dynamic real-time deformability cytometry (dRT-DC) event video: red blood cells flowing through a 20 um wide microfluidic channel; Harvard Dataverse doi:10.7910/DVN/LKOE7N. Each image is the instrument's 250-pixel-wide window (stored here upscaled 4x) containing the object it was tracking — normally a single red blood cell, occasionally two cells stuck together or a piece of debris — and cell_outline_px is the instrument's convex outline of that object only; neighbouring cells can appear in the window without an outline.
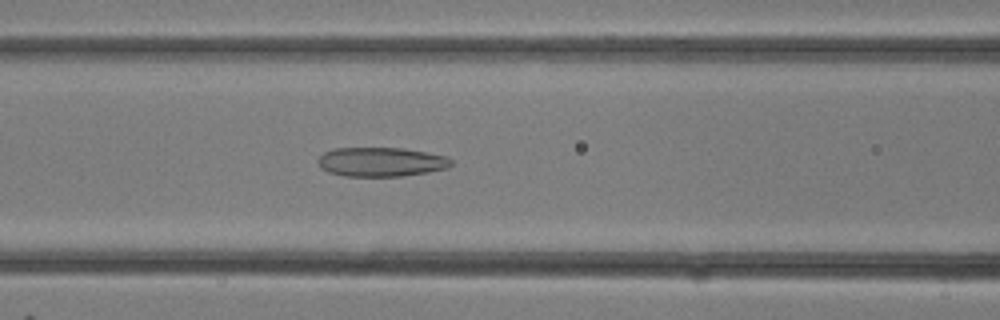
{"species": "common noctule bat (a hibernating species)", "species_latin": "Nyctalus noctula", "temperature_condition": "room temperature", "stored_images_in_passage": 31, "camera_frame_rate_fps": 3000, "um_per_image_px": 0.085, "animal": {"sex": "female"}, "frame": {"image": 1, "passage_image": 13, "time_ms": 4.0, "image_size_px": [1000, 320], "cell_outline_px": [[452, 164], [448, 168], [428, 172], [404, 176], [344, 176], [328, 172], [320, 168], [316, 160], [324, 152], [332, 148], [404, 148], [448, 156], [452, 160]], "centroid_in_image_um": [32.38, 13.76], "position_along_channel_um": 134.2, "area_um2": 22.95}}
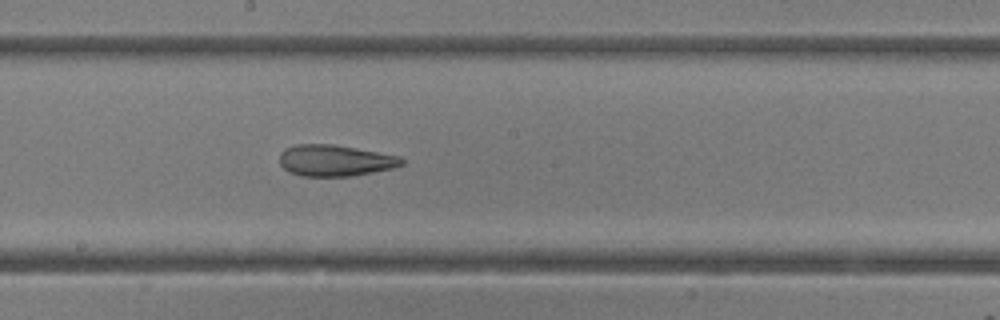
{"frame": {"image": 2, "passage_image": 17, "time_ms": 5.333, "image_size_px": [1000, 320], "cell_outline_px": [[404, 164], [392, 168], [352, 176], [300, 176], [288, 172], [280, 164], [280, 152], [284, 148], [296, 144], [332, 144], [356, 148], [400, 156], [404, 160]], "centroid_in_image_um": [28.45, 13.64], "position_along_channel_um": 219.7, "area_um2": 22.37}}
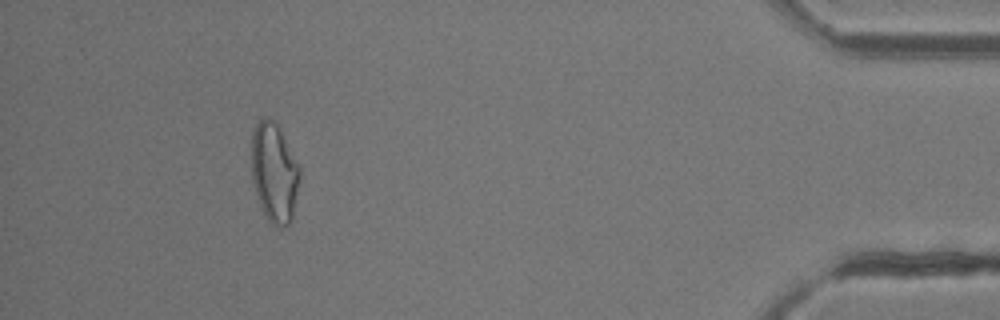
{"frame": {"image": 3, "passage_image": 29, "time_ms": 9.333, "image_size_px": [1000, 320], "cell_outline_px": [[300, 176], [292, 220], [284, 228], [276, 228], [268, 220], [256, 196], [252, 180], [252, 132], [256, 124], [264, 116], [268, 116], [280, 128], [300, 168]], "centroid_in_image_um": [23.31, 14.69], "position_along_channel_um": 411.9, "area_um2": 28.03}}